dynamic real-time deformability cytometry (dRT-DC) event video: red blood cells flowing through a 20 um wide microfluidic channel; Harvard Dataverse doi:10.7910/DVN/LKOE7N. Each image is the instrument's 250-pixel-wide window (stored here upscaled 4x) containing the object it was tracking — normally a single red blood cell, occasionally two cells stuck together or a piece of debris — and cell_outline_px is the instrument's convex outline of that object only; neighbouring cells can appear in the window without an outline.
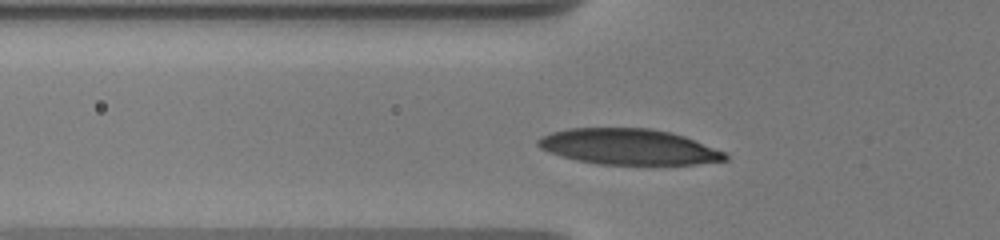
{"species": "human", "species_latin": "Homo sapiens", "temperature_condition": "warm", "stored_images_in_passage": 16, "camera_frame_rate_fps": 3000, "um_per_image_px": 0.085, "donor": {"sex": "male"}, "frame": {"image": 1, "passage_image": 2, "time_ms": 0.333, "image_size_px": [1000, 240], "cell_outline_px": [[728, 160], [696, 164], [600, 164], [576, 160], [548, 152], [540, 148], [536, 144], [536, 140], [540, 136], [552, 132], [568, 128], [652, 128], [684, 136], [724, 152], [728, 156]], "centroid_in_image_um": [53.38, 12.47], "position_along_channel_um": 72.4, "area_um2": 38.84}}
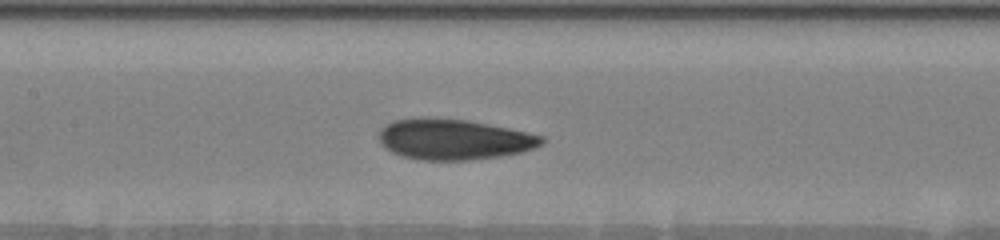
{"frame": {"image": 2, "passage_image": 8, "time_ms": 3.0, "image_size_px": [1000, 240], "cell_outline_px": [[544, 144], [536, 148], [520, 152], [500, 156], [472, 160], [420, 160], [400, 156], [384, 148], [380, 144], [380, 128], [384, 124], [392, 120], [420, 116], [428, 116], [468, 120], [508, 128], [544, 136]], "centroid_in_image_um": [38.53, 11.83], "position_along_channel_um": 168.9, "area_um2": 39.19}}
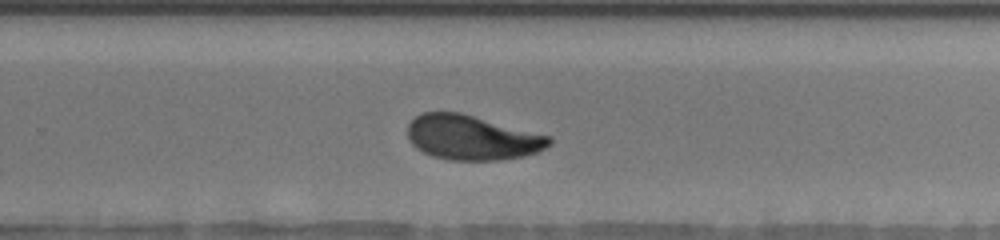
{"frame": {"image": 3, "passage_image": 16, "time_ms": 6.333, "image_size_px": [1000, 240], "cell_outline_px": [[552, 144], [536, 152], [524, 156], [496, 160], [448, 160], [432, 156], [416, 148], [408, 140], [408, 124], [416, 116], [424, 112], [460, 112], [552, 136]], "centroid_in_image_um": [40.12, 11.69], "position_along_channel_um": 289.7, "area_um2": 36.99}}